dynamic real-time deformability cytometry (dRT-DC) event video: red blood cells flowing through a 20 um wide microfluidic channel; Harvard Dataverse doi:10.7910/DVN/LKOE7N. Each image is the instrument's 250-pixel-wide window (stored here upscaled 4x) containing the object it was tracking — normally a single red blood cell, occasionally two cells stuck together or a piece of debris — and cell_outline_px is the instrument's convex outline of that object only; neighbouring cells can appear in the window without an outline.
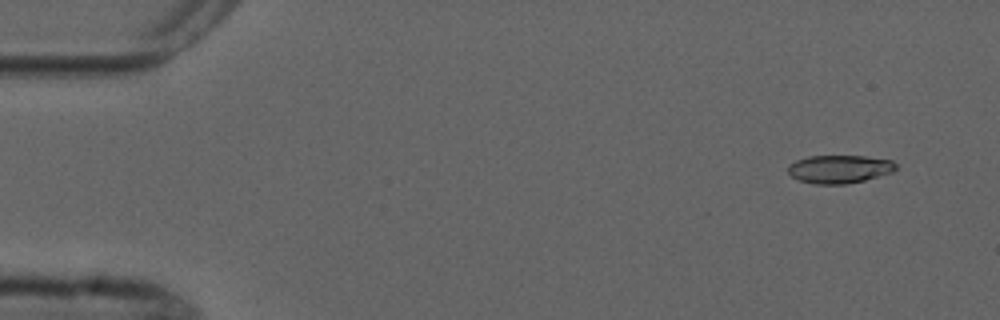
{"species": "common noctule bat (a hibernating species)", "species_latin": "Nyctalus noctula", "temperature_condition": "cold", "stored_images_in_passage": 5, "camera_frame_rate_fps": 3000, "um_per_image_px": 0.085, "animal": {"sex": "male", "forearm_length_mm": 52.5}, "frame": {"image": 1, "passage_image": 1, "time_ms": 0.0, "image_size_px": [1000, 320], "cell_outline_px": [[896, 168], [892, 172], [864, 180], [848, 184], [812, 184], [800, 180], [792, 176], [788, 172], [788, 164], [796, 160], [808, 156], [864, 156], [892, 160], [896, 164]], "centroid_in_image_um": [71.33, 14.37], "position_along_channel_um": 13.7, "area_um2": 17.69}}